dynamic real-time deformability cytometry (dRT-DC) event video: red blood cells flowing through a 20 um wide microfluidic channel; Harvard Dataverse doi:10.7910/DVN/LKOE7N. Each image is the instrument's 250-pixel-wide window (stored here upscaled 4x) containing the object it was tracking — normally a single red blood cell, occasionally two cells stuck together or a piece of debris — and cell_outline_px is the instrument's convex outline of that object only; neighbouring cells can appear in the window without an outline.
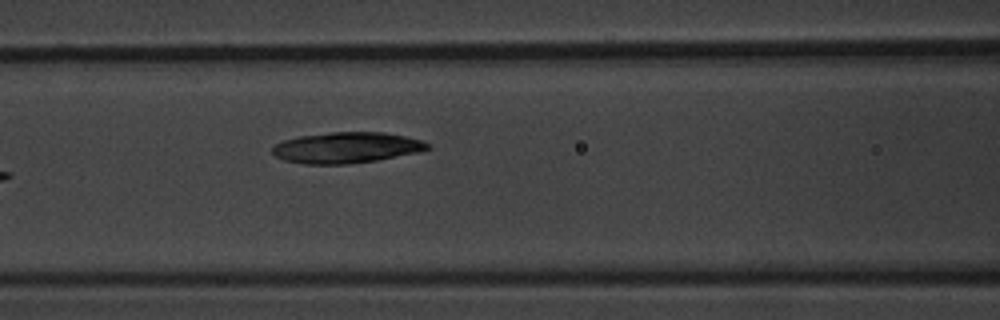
{"species": "common noctule bat (a hibernating species)", "species_latin": "Nyctalus noctula", "temperature_condition": "warm", "stored_images_in_passage": 7, "camera_frame_rate_fps": 3000, "um_per_image_px": 0.085, "animal": {"sex": "male", "body_mass_g": 20.1, "forearm_length_mm": 53.5}, "frame": {"image": 1, "passage_image": 7, "time_ms": 8.333, "image_size_px": [1000, 320], "cell_outline_px": [[432, 148], [416, 152], [376, 160], [348, 164], [304, 164], [284, 160], [276, 156], [272, 152], [272, 148], [276, 144], [284, 140], [300, 136], [332, 132], [384, 132], [424, 140]], "centroid_in_image_um": [29.45, 12.55], "position_along_channel_um": 137.1, "area_um2": 27.74}}